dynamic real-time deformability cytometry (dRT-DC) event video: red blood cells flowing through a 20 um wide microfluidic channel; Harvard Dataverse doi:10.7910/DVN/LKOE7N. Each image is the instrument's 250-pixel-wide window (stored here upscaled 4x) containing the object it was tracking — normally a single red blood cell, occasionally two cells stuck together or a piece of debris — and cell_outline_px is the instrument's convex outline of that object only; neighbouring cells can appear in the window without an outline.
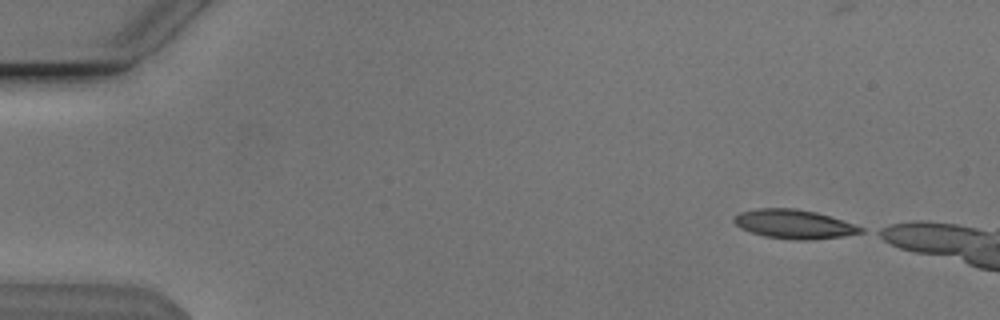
{"species": "Egyptian fruit bat (a non-hibernating species)", "species_latin": "Rousettus aegyptiacus", "temperature_condition": "cold", "stored_images_in_passage": 12, "camera_frame_rate_fps": 3000, "um_per_image_px": 0.085, "animal": {"sex": "male"}, "frame": {"image": 1, "passage_image": 1, "time_ms": 0.0, "image_size_px": [1000, 320], "cell_outline_px": [[864, 232], [844, 236], [812, 240], [796, 240], [764, 236], [740, 228], [732, 220], [740, 212], [756, 208], [796, 208], [816, 212], [864, 228]], "centroid_in_image_um": [67.47, 19.05], "position_along_channel_um": 17.5, "area_um2": 21.27}}